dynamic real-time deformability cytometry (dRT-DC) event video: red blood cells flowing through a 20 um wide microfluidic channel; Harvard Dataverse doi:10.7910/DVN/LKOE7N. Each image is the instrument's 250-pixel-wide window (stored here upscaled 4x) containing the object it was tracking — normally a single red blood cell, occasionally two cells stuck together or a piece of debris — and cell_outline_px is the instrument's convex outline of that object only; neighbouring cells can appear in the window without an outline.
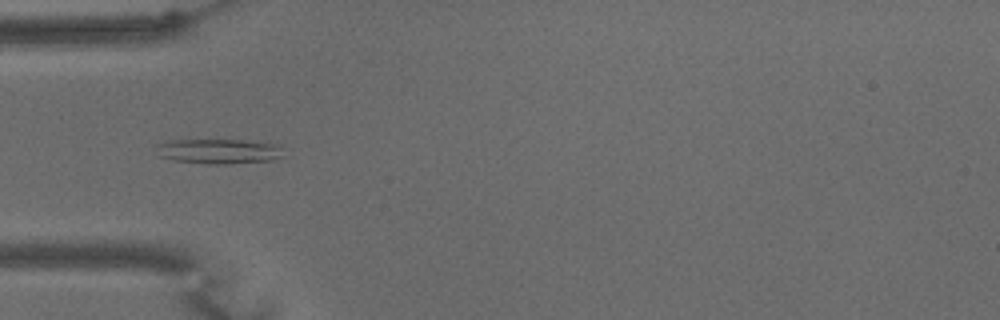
{"species": "common noctule bat (a hibernating species)", "species_latin": "Nyctalus noctula", "temperature_condition": "warm", "stored_images_in_passage": 45, "camera_frame_rate_fps": 3000, "um_per_image_px": 0.085, "animal": {"sex": "male", "body_mass_g": 15.6}, "frame": {"image": 1, "passage_image": 4, "time_ms": 1.0, "image_size_px": [1000, 320], "cell_outline_px": [[280, 156], [272, 160], [224, 164], [208, 164], [172, 160], [156, 156], [156, 144], [172, 140], [268, 140], [280, 144]], "centroid_in_image_um": [18.58, 12.84], "position_along_channel_um": 66.4, "area_um2": 18.84}}
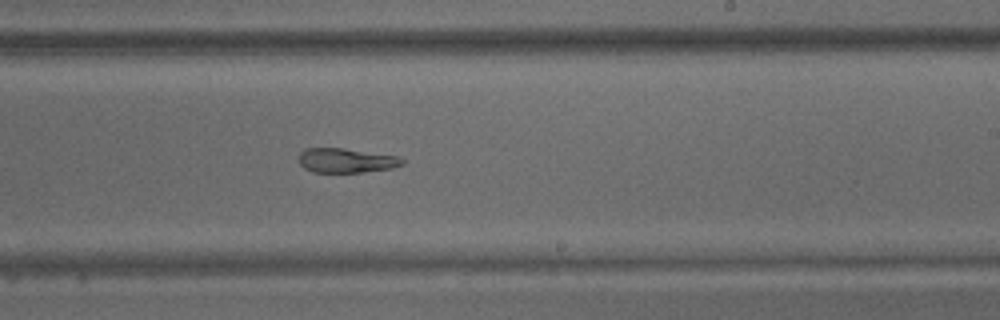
{"frame": {"image": 2, "passage_image": 21, "time_ms": 6.667, "image_size_px": [1000, 320], "cell_outline_px": [[404, 164], [392, 168], [360, 172], [316, 172], [304, 168], [300, 164], [300, 152], [304, 148], [344, 148], [396, 156], [404, 160]], "centroid_in_image_um": [29.41, 13.63], "position_along_channel_um": 259.6, "area_um2": 14.57}}
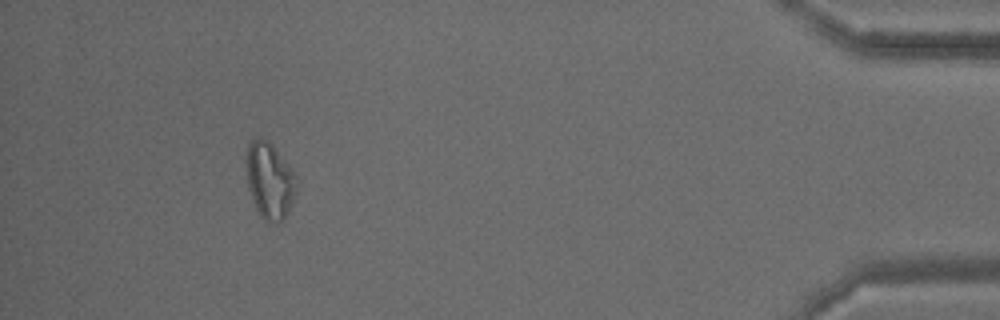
{"frame": {"image": 3, "passage_image": 40, "time_ms": 13.0, "image_size_px": [1000, 320], "cell_outline_px": [[296, 192], [288, 212], [276, 224], [264, 220], [260, 216], [252, 200], [248, 188], [244, 160], [248, 144], [256, 136], [260, 136], [268, 140], [272, 144], [292, 168], [296, 176]], "centroid_in_image_um": [22.88, 15.3], "position_along_channel_um": 412.3, "area_um2": 22.77}, "authors_computed_cell_mechanics": {"area_um2": 17.5134, "velocity_mm_per_s": 3.4039, "shape_relaxation_time_tau1_ms": null, "shape_relaxation_time_tau2_ms": 7.183, "deformation_change_tau1": null, "deformation_change_tau2": 0.1889}}